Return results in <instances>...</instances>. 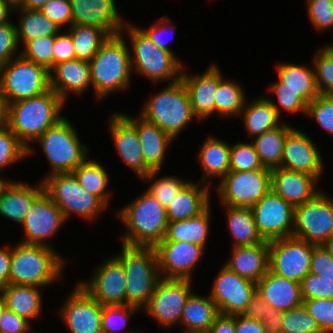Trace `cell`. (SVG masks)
Returning <instances> with one entry per match:
<instances>
[{
  "mask_svg": "<svg viewBox=\"0 0 333 333\" xmlns=\"http://www.w3.org/2000/svg\"><path fill=\"white\" fill-rule=\"evenodd\" d=\"M65 102L52 90L29 99L19 100L5 106V125L13 131L32 154L31 142L64 116L61 110Z\"/></svg>",
  "mask_w": 333,
  "mask_h": 333,
  "instance_id": "1",
  "label": "cell"
},
{
  "mask_svg": "<svg viewBox=\"0 0 333 333\" xmlns=\"http://www.w3.org/2000/svg\"><path fill=\"white\" fill-rule=\"evenodd\" d=\"M116 215L127 229L124 245L155 247L164 239L168 224L166 209L146 191Z\"/></svg>",
  "mask_w": 333,
  "mask_h": 333,
  "instance_id": "2",
  "label": "cell"
},
{
  "mask_svg": "<svg viewBox=\"0 0 333 333\" xmlns=\"http://www.w3.org/2000/svg\"><path fill=\"white\" fill-rule=\"evenodd\" d=\"M64 264L51 246L18 243L11 248L9 284L47 286L61 278Z\"/></svg>",
  "mask_w": 333,
  "mask_h": 333,
  "instance_id": "3",
  "label": "cell"
},
{
  "mask_svg": "<svg viewBox=\"0 0 333 333\" xmlns=\"http://www.w3.org/2000/svg\"><path fill=\"white\" fill-rule=\"evenodd\" d=\"M123 36L122 33L109 36L89 61L92 88L99 99L125 90L130 83L132 53Z\"/></svg>",
  "mask_w": 333,
  "mask_h": 333,
  "instance_id": "4",
  "label": "cell"
},
{
  "mask_svg": "<svg viewBox=\"0 0 333 333\" xmlns=\"http://www.w3.org/2000/svg\"><path fill=\"white\" fill-rule=\"evenodd\" d=\"M115 257L126 273V304L143 309L161 279L155 248L122 244V253Z\"/></svg>",
  "mask_w": 333,
  "mask_h": 333,
  "instance_id": "5",
  "label": "cell"
},
{
  "mask_svg": "<svg viewBox=\"0 0 333 333\" xmlns=\"http://www.w3.org/2000/svg\"><path fill=\"white\" fill-rule=\"evenodd\" d=\"M141 113L140 116L143 119L156 124L173 141L196 118L181 79L168 83L165 88L152 96L145 103Z\"/></svg>",
  "mask_w": 333,
  "mask_h": 333,
  "instance_id": "6",
  "label": "cell"
},
{
  "mask_svg": "<svg viewBox=\"0 0 333 333\" xmlns=\"http://www.w3.org/2000/svg\"><path fill=\"white\" fill-rule=\"evenodd\" d=\"M124 29L130 35L134 53L130 56L132 71L135 69L138 75L145 76L154 83L168 79L173 83L181 79L185 67L174 53L158 48L136 25L125 23L121 33Z\"/></svg>",
  "mask_w": 333,
  "mask_h": 333,
  "instance_id": "7",
  "label": "cell"
},
{
  "mask_svg": "<svg viewBox=\"0 0 333 333\" xmlns=\"http://www.w3.org/2000/svg\"><path fill=\"white\" fill-rule=\"evenodd\" d=\"M50 90V71L21 55L0 65V95L4 105Z\"/></svg>",
  "mask_w": 333,
  "mask_h": 333,
  "instance_id": "8",
  "label": "cell"
},
{
  "mask_svg": "<svg viewBox=\"0 0 333 333\" xmlns=\"http://www.w3.org/2000/svg\"><path fill=\"white\" fill-rule=\"evenodd\" d=\"M37 141L53 167L48 175L72 173L88 157L87 146L81 143L73 124L65 117L48 128L35 140Z\"/></svg>",
  "mask_w": 333,
  "mask_h": 333,
  "instance_id": "9",
  "label": "cell"
},
{
  "mask_svg": "<svg viewBox=\"0 0 333 333\" xmlns=\"http://www.w3.org/2000/svg\"><path fill=\"white\" fill-rule=\"evenodd\" d=\"M42 183L44 191L59 207L66 220L70 215L77 214L91 221L107 208L97 196L79 184L73 173L47 175Z\"/></svg>",
  "mask_w": 333,
  "mask_h": 333,
  "instance_id": "10",
  "label": "cell"
},
{
  "mask_svg": "<svg viewBox=\"0 0 333 333\" xmlns=\"http://www.w3.org/2000/svg\"><path fill=\"white\" fill-rule=\"evenodd\" d=\"M320 191L308 202L294 208L293 237L324 245L333 236V199Z\"/></svg>",
  "mask_w": 333,
  "mask_h": 333,
  "instance_id": "11",
  "label": "cell"
},
{
  "mask_svg": "<svg viewBox=\"0 0 333 333\" xmlns=\"http://www.w3.org/2000/svg\"><path fill=\"white\" fill-rule=\"evenodd\" d=\"M217 187L223 206L251 208L271 190V169L230 171Z\"/></svg>",
  "mask_w": 333,
  "mask_h": 333,
  "instance_id": "12",
  "label": "cell"
},
{
  "mask_svg": "<svg viewBox=\"0 0 333 333\" xmlns=\"http://www.w3.org/2000/svg\"><path fill=\"white\" fill-rule=\"evenodd\" d=\"M315 246L293 236L269 241V270L300 283L310 273Z\"/></svg>",
  "mask_w": 333,
  "mask_h": 333,
  "instance_id": "13",
  "label": "cell"
},
{
  "mask_svg": "<svg viewBox=\"0 0 333 333\" xmlns=\"http://www.w3.org/2000/svg\"><path fill=\"white\" fill-rule=\"evenodd\" d=\"M191 281L161 278L144 309L164 328L180 324L186 300L192 293Z\"/></svg>",
  "mask_w": 333,
  "mask_h": 333,
  "instance_id": "14",
  "label": "cell"
},
{
  "mask_svg": "<svg viewBox=\"0 0 333 333\" xmlns=\"http://www.w3.org/2000/svg\"><path fill=\"white\" fill-rule=\"evenodd\" d=\"M294 206L272 190L251 207L259 235L265 241L291 237L294 226Z\"/></svg>",
  "mask_w": 333,
  "mask_h": 333,
  "instance_id": "15",
  "label": "cell"
},
{
  "mask_svg": "<svg viewBox=\"0 0 333 333\" xmlns=\"http://www.w3.org/2000/svg\"><path fill=\"white\" fill-rule=\"evenodd\" d=\"M210 298L217 306L219 313L225 315L243 314L256 291V283L240 277L225 265L214 279Z\"/></svg>",
  "mask_w": 333,
  "mask_h": 333,
  "instance_id": "16",
  "label": "cell"
},
{
  "mask_svg": "<svg viewBox=\"0 0 333 333\" xmlns=\"http://www.w3.org/2000/svg\"><path fill=\"white\" fill-rule=\"evenodd\" d=\"M66 221L59 207L43 190L34 200L22 223L25 239L22 243L50 246L45 242L55 235Z\"/></svg>",
  "mask_w": 333,
  "mask_h": 333,
  "instance_id": "17",
  "label": "cell"
},
{
  "mask_svg": "<svg viewBox=\"0 0 333 333\" xmlns=\"http://www.w3.org/2000/svg\"><path fill=\"white\" fill-rule=\"evenodd\" d=\"M78 284L103 306L126 305V273L115 256L101 263L89 282Z\"/></svg>",
  "mask_w": 333,
  "mask_h": 333,
  "instance_id": "18",
  "label": "cell"
},
{
  "mask_svg": "<svg viewBox=\"0 0 333 333\" xmlns=\"http://www.w3.org/2000/svg\"><path fill=\"white\" fill-rule=\"evenodd\" d=\"M161 278L192 280L205 248L190 242L161 241L155 247Z\"/></svg>",
  "mask_w": 333,
  "mask_h": 333,
  "instance_id": "19",
  "label": "cell"
},
{
  "mask_svg": "<svg viewBox=\"0 0 333 333\" xmlns=\"http://www.w3.org/2000/svg\"><path fill=\"white\" fill-rule=\"evenodd\" d=\"M67 297L60 314L71 333H103L102 305L80 284Z\"/></svg>",
  "mask_w": 333,
  "mask_h": 333,
  "instance_id": "20",
  "label": "cell"
},
{
  "mask_svg": "<svg viewBox=\"0 0 333 333\" xmlns=\"http://www.w3.org/2000/svg\"><path fill=\"white\" fill-rule=\"evenodd\" d=\"M280 168L315 176L324 169L319 149L306 133L293 128L286 136Z\"/></svg>",
  "mask_w": 333,
  "mask_h": 333,
  "instance_id": "21",
  "label": "cell"
},
{
  "mask_svg": "<svg viewBox=\"0 0 333 333\" xmlns=\"http://www.w3.org/2000/svg\"><path fill=\"white\" fill-rule=\"evenodd\" d=\"M109 128L118 154L139 178L152 170L145 164L140 138L136 128L121 114L109 117Z\"/></svg>",
  "mask_w": 333,
  "mask_h": 333,
  "instance_id": "22",
  "label": "cell"
},
{
  "mask_svg": "<svg viewBox=\"0 0 333 333\" xmlns=\"http://www.w3.org/2000/svg\"><path fill=\"white\" fill-rule=\"evenodd\" d=\"M73 25L96 26L110 36L119 34L125 22L119 17L115 0H70Z\"/></svg>",
  "mask_w": 333,
  "mask_h": 333,
  "instance_id": "23",
  "label": "cell"
},
{
  "mask_svg": "<svg viewBox=\"0 0 333 333\" xmlns=\"http://www.w3.org/2000/svg\"><path fill=\"white\" fill-rule=\"evenodd\" d=\"M182 70L181 80L188 92L191 108L198 120L215 113V94L218 87V67L211 66L202 75H188Z\"/></svg>",
  "mask_w": 333,
  "mask_h": 333,
  "instance_id": "24",
  "label": "cell"
},
{
  "mask_svg": "<svg viewBox=\"0 0 333 333\" xmlns=\"http://www.w3.org/2000/svg\"><path fill=\"white\" fill-rule=\"evenodd\" d=\"M317 181L315 176L305 173L280 167L271 169V190L294 207L308 202L320 192L315 188Z\"/></svg>",
  "mask_w": 333,
  "mask_h": 333,
  "instance_id": "25",
  "label": "cell"
},
{
  "mask_svg": "<svg viewBox=\"0 0 333 333\" xmlns=\"http://www.w3.org/2000/svg\"><path fill=\"white\" fill-rule=\"evenodd\" d=\"M90 85L92 87L89 61L81 59L64 61L50 70V89L64 102L67 101L68 93L82 95Z\"/></svg>",
  "mask_w": 333,
  "mask_h": 333,
  "instance_id": "26",
  "label": "cell"
},
{
  "mask_svg": "<svg viewBox=\"0 0 333 333\" xmlns=\"http://www.w3.org/2000/svg\"><path fill=\"white\" fill-rule=\"evenodd\" d=\"M256 290L272 308L286 312L303 304L300 283L268 272L256 283Z\"/></svg>",
  "mask_w": 333,
  "mask_h": 333,
  "instance_id": "27",
  "label": "cell"
},
{
  "mask_svg": "<svg viewBox=\"0 0 333 333\" xmlns=\"http://www.w3.org/2000/svg\"><path fill=\"white\" fill-rule=\"evenodd\" d=\"M225 266L240 277L257 283L269 270V241L232 247Z\"/></svg>",
  "mask_w": 333,
  "mask_h": 333,
  "instance_id": "28",
  "label": "cell"
},
{
  "mask_svg": "<svg viewBox=\"0 0 333 333\" xmlns=\"http://www.w3.org/2000/svg\"><path fill=\"white\" fill-rule=\"evenodd\" d=\"M137 130L145 164L152 171H159L165 159L166 149L173 142L172 138L156 124L148 122L141 116L136 119L120 112ZM168 147V148H167Z\"/></svg>",
  "mask_w": 333,
  "mask_h": 333,
  "instance_id": "29",
  "label": "cell"
},
{
  "mask_svg": "<svg viewBox=\"0 0 333 333\" xmlns=\"http://www.w3.org/2000/svg\"><path fill=\"white\" fill-rule=\"evenodd\" d=\"M187 181L166 209L168 222L181 221L199 215L210 204V185Z\"/></svg>",
  "mask_w": 333,
  "mask_h": 333,
  "instance_id": "30",
  "label": "cell"
},
{
  "mask_svg": "<svg viewBox=\"0 0 333 333\" xmlns=\"http://www.w3.org/2000/svg\"><path fill=\"white\" fill-rule=\"evenodd\" d=\"M43 190L42 181L36 187L11 181L0 198V215L22 225L33 200Z\"/></svg>",
  "mask_w": 333,
  "mask_h": 333,
  "instance_id": "31",
  "label": "cell"
},
{
  "mask_svg": "<svg viewBox=\"0 0 333 333\" xmlns=\"http://www.w3.org/2000/svg\"><path fill=\"white\" fill-rule=\"evenodd\" d=\"M279 79L269 89H291L299 92L309 103L318 95L314 68L298 64L280 63L276 66Z\"/></svg>",
  "mask_w": 333,
  "mask_h": 333,
  "instance_id": "32",
  "label": "cell"
},
{
  "mask_svg": "<svg viewBox=\"0 0 333 333\" xmlns=\"http://www.w3.org/2000/svg\"><path fill=\"white\" fill-rule=\"evenodd\" d=\"M219 314L216 304L209 297L194 294L186 300L180 323L185 326L181 333H207Z\"/></svg>",
  "mask_w": 333,
  "mask_h": 333,
  "instance_id": "33",
  "label": "cell"
},
{
  "mask_svg": "<svg viewBox=\"0 0 333 333\" xmlns=\"http://www.w3.org/2000/svg\"><path fill=\"white\" fill-rule=\"evenodd\" d=\"M38 288L41 287L8 284L0 288V294L9 311L30 322L32 318H38L42 310V297Z\"/></svg>",
  "mask_w": 333,
  "mask_h": 333,
  "instance_id": "34",
  "label": "cell"
},
{
  "mask_svg": "<svg viewBox=\"0 0 333 333\" xmlns=\"http://www.w3.org/2000/svg\"><path fill=\"white\" fill-rule=\"evenodd\" d=\"M210 208L209 205L197 216L181 221L168 222L162 241L190 242L206 248V241L210 232Z\"/></svg>",
  "mask_w": 333,
  "mask_h": 333,
  "instance_id": "35",
  "label": "cell"
},
{
  "mask_svg": "<svg viewBox=\"0 0 333 333\" xmlns=\"http://www.w3.org/2000/svg\"><path fill=\"white\" fill-rule=\"evenodd\" d=\"M198 158L204 173L201 183L212 177L222 179L230 172V144L217 137L210 136L204 141Z\"/></svg>",
  "mask_w": 333,
  "mask_h": 333,
  "instance_id": "36",
  "label": "cell"
},
{
  "mask_svg": "<svg viewBox=\"0 0 333 333\" xmlns=\"http://www.w3.org/2000/svg\"><path fill=\"white\" fill-rule=\"evenodd\" d=\"M240 115L241 118L243 117L246 131L251 137L261 135L281 125L280 116L268 97H259L252 102H245Z\"/></svg>",
  "mask_w": 333,
  "mask_h": 333,
  "instance_id": "37",
  "label": "cell"
},
{
  "mask_svg": "<svg viewBox=\"0 0 333 333\" xmlns=\"http://www.w3.org/2000/svg\"><path fill=\"white\" fill-rule=\"evenodd\" d=\"M293 128L291 125L282 123L252 138V143L264 167L273 169L281 165L286 136Z\"/></svg>",
  "mask_w": 333,
  "mask_h": 333,
  "instance_id": "38",
  "label": "cell"
},
{
  "mask_svg": "<svg viewBox=\"0 0 333 333\" xmlns=\"http://www.w3.org/2000/svg\"><path fill=\"white\" fill-rule=\"evenodd\" d=\"M226 209L227 222L235 246L254 245L264 240L259 235L254 216L249 207H230Z\"/></svg>",
  "mask_w": 333,
  "mask_h": 333,
  "instance_id": "39",
  "label": "cell"
},
{
  "mask_svg": "<svg viewBox=\"0 0 333 333\" xmlns=\"http://www.w3.org/2000/svg\"><path fill=\"white\" fill-rule=\"evenodd\" d=\"M14 10H19L18 25L16 31L19 44H24L30 40H34L43 36H55L60 32V28L50 21L40 10H25L14 7Z\"/></svg>",
  "mask_w": 333,
  "mask_h": 333,
  "instance_id": "40",
  "label": "cell"
},
{
  "mask_svg": "<svg viewBox=\"0 0 333 333\" xmlns=\"http://www.w3.org/2000/svg\"><path fill=\"white\" fill-rule=\"evenodd\" d=\"M72 173L86 191L97 196L106 206L109 205L111 193L106 190L109 175L99 162L86 159Z\"/></svg>",
  "mask_w": 333,
  "mask_h": 333,
  "instance_id": "41",
  "label": "cell"
},
{
  "mask_svg": "<svg viewBox=\"0 0 333 333\" xmlns=\"http://www.w3.org/2000/svg\"><path fill=\"white\" fill-rule=\"evenodd\" d=\"M72 39L76 59L90 61L110 36L96 26L72 25L67 32Z\"/></svg>",
  "mask_w": 333,
  "mask_h": 333,
  "instance_id": "42",
  "label": "cell"
},
{
  "mask_svg": "<svg viewBox=\"0 0 333 333\" xmlns=\"http://www.w3.org/2000/svg\"><path fill=\"white\" fill-rule=\"evenodd\" d=\"M218 68V87L215 94V114L225 117L240 116L246 102L245 91L239 83L224 80Z\"/></svg>",
  "mask_w": 333,
  "mask_h": 333,
  "instance_id": "43",
  "label": "cell"
},
{
  "mask_svg": "<svg viewBox=\"0 0 333 333\" xmlns=\"http://www.w3.org/2000/svg\"><path fill=\"white\" fill-rule=\"evenodd\" d=\"M160 171H151L148 175L142 177L144 181H151L150 187L146 190L152 197H154L165 209L171 205L172 199L177 196L181 188L187 181L181 180L176 176H164L156 179ZM154 179V180H153Z\"/></svg>",
  "mask_w": 333,
  "mask_h": 333,
  "instance_id": "44",
  "label": "cell"
},
{
  "mask_svg": "<svg viewBox=\"0 0 333 333\" xmlns=\"http://www.w3.org/2000/svg\"><path fill=\"white\" fill-rule=\"evenodd\" d=\"M313 61L319 94L333 96V47L328 44L318 49Z\"/></svg>",
  "mask_w": 333,
  "mask_h": 333,
  "instance_id": "45",
  "label": "cell"
},
{
  "mask_svg": "<svg viewBox=\"0 0 333 333\" xmlns=\"http://www.w3.org/2000/svg\"><path fill=\"white\" fill-rule=\"evenodd\" d=\"M140 309L132 305H102V331L103 333H137L135 331L123 330L129 318ZM120 330H123L120 331Z\"/></svg>",
  "mask_w": 333,
  "mask_h": 333,
  "instance_id": "46",
  "label": "cell"
},
{
  "mask_svg": "<svg viewBox=\"0 0 333 333\" xmlns=\"http://www.w3.org/2000/svg\"><path fill=\"white\" fill-rule=\"evenodd\" d=\"M282 333H322L317 321L302 304L283 312Z\"/></svg>",
  "mask_w": 333,
  "mask_h": 333,
  "instance_id": "47",
  "label": "cell"
},
{
  "mask_svg": "<svg viewBox=\"0 0 333 333\" xmlns=\"http://www.w3.org/2000/svg\"><path fill=\"white\" fill-rule=\"evenodd\" d=\"M27 157V148L5 124L0 127V171Z\"/></svg>",
  "mask_w": 333,
  "mask_h": 333,
  "instance_id": "48",
  "label": "cell"
},
{
  "mask_svg": "<svg viewBox=\"0 0 333 333\" xmlns=\"http://www.w3.org/2000/svg\"><path fill=\"white\" fill-rule=\"evenodd\" d=\"M55 36H43L30 40L24 44L20 55L35 64L46 67L49 71L53 68V44Z\"/></svg>",
  "mask_w": 333,
  "mask_h": 333,
  "instance_id": "49",
  "label": "cell"
},
{
  "mask_svg": "<svg viewBox=\"0 0 333 333\" xmlns=\"http://www.w3.org/2000/svg\"><path fill=\"white\" fill-rule=\"evenodd\" d=\"M265 168L252 142L230 146V171H251Z\"/></svg>",
  "mask_w": 333,
  "mask_h": 333,
  "instance_id": "50",
  "label": "cell"
},
{
  "mask_svg": "<svg viewBox=\"0 0 333 333\" xmlns=\"http://www.w3.org/2000/svg\"><path fill=\"white\" fill-rule=\"evenodd\" d=\"M306 114L314 117L322 129L333 135V96L319 94L308 104Z\"/></svg>",
  "mask_w": 333,
  "mask_h": 333,
  "instance_id": "51",
  "label": "cell"
},
{
  "mask_svg": "<svg viewBox=\"0 0 333 333\" xmlns=\"http://www.w3.org/2000/svg\"><path fill=\"white\" fill-rule=\"evenodd\" d=\"M302 300L315 298H333V279L321 278V275L308 273L300 282Z\"/></svg>",
  "mask_w": 333,
  "mask_h": 333,
  "instance_id": "52",
  "label": "cell"
},
{
  "mask_svg": "<svg viewBox=\"0 0 333 333\" xmlns=\"http://www.w3.org/2000/svg\"><path fill=\"white\" fill-rule=\"evenodd\" d=\"M303 304L317 321L322 333L333 332V298L303 300Z\"/></svg>",
  "mask_w": 333,
  "mask_h": 333,
  "instance_id": "53",
  "label": "cell"
},
{
  "mask_svg": "<svg viewBox=\"0 0 333 333\" xmlns=\"http://www.w3.org/2000/svg\"><path fill=\"white\" fill-rule=\"evenodd\" d=\"M309 20L314 29L333 28V0H306Z\"/></svg>",
  "mask_w": 333,
  "mask_h": 333,
  "instance_id": "54",
  "label": "cell"
},
{
  "mask_svg": "<svg viewBox=\"0 0 333 333\" xmlns=\"http://www.w3.org/2000/svg\"><path fill=\"white\" fill-rule=\"evenodd\" d=\"M277 96V101L274 102L268 98L272 103L273 107L277 111L278 115L281 116L280 107L284 108L287 112L296 113L300 112L306 114L307 106L309 102L297 91L291 89H268ZM279 103V104H278Z\"/></svg>",
  "mask_w": 333,
  "mask_h": 333,
  "instance_id": "55",
  "label": "cell"
},
{
  "mask_svg": "<svg viewBox=\"0 0 333 333\" xmlns=\"http://www.w3.org/2000/svg\"><path fill=\"white\" fill-rule=\"evenodd\" d=\"M19 46L16 25L11 21L0 25V65L20 55Z\"/></svg>",
  "mask_w": 333,
  "mask_h": 333,
  "instance_id": "56",
  "label": "cell"
},
{
  "mask_svg": "<svg viewBox=\"0 0 333 333\" xmlns=\"http://www.w3.org/2000/svg\"><path fill=\"white\" fill-rule=\"evenodd\" d=\"M40 11L60 29L64 25H73L72 7L70 0H50Z\"/></svg>",
  "mask_w": 333,
  "mask_h": 333,
  "instance_id": "57",
  "label": "cell"
},
{
  "mask_svg": "<svg viewBox=\"0 0 333 333\" xmlns=\"http://www.w3.org/2000/svg\"><path fill=\"white\" fill-rule=\"evenodd\" d=\"M310 273L321 275V278L333 279V257L323 245L313 248Z\"/></svg>",
  "mask_w": 333,
  "mask_h": 333,
  "instance_id": "58",
  "label": "cell"
},
{
  "mask_svg": "<svg viewBox=\"0 0 333 333\" xmlns=\"http://www.w3.org/2000/svg\"><path fill=\"white\" fill-rule=\"evenodd\" d=\"M74 59H76L75 49L71 36L68 33L59 32L54 38L53 67L58 63Z\"/></svg>",
  "mask_w": 333,
  "mask_h": 333,
  "instance_id": "59",
  "label": "cell"
},
{
  "mask_svg": "<svg viewBox=\"0 0 333 333\" xmlns=\"http://www.w3.org/2000/svg\"><path fill=\"white\" fill-rule=\"evenodd\" d=\"M30 323L6 309L0 318V333H27L31 328Z\"/></svg>",
  "mask_w": 333,
  "mask_h": 333,
  "instance_id": "60",
  "label": "cell"
},
{
  "mask_svg": "<svg viewBox=\"0 0 333 333\" xmlns=\"http://www.w3.org/2000/svg\"><path fill=\"white\" fill-rule=\"evenodd\" d=\"M158 23H153L149 28L147 29H141L146 36L153 42L158 48L164 49L168 52H172V50L169 48L168 44L162 39L161 34H164V32H167V29H172L173 36L175 34V26L171 27V20L169 21V18H162L161 20H157ZM174 28V29H173ZM171 32V31H170ZM172 34V33H171Z\"/></svg>",
  "mask_w": 333,
  "mask_h": 333,
  "instance_id": "61",
  "label": "cell"
},
{
  "mask_svg": "<svg viewBox=\"0 0 333 333\" xmlns=\"http://www.w3.org/2000/svg\"><path fill=\"white\" fill-rule=\"evenodd\" d=\"M271 308L272 307L265 302L264 298L256 290L252 294L250 301L247 305V308L242 315H244L245 317L258 320L259 322L264 324V318H268Z\"/></svg>",
  "mask_w": 333,
  "mask_h": 333,
  "instance_id": "62",
  "label": "cell"
},
{
  "mask_svg": "<svg viewBox=\"0 0 333 333\" xmlns=\"http://www.w3.org/2000/svg\"><path fill=\"white\" fill-rule=\"evenodd\" d=\"M235 333H268L265 326L258 320L245 317L242 314L235 315Z\"/></svg>",
  "mask_w": 333,
  "mask_h": 333,
  "instance_id": "63",
  "label": "cell"
},
{
  "mask_svg": "<svg viewBox=\"0 0 333 333\" xmlns=\"http://www.w3.org/2000/svg\"><path fill=\"white\" fill-rule=\"evenodd\" d=\"M207 333H235V315L219 313Z\"/></svg>",
  "mask_w": 333,
  "mask_h": 333,
  "instance_id": "64",
  "label": "cell"
},
{
  "mask_svg": "<svg viewBox=\"0 0 333 333\" xmlns=\"http://www.w3.org/2000/svg\"><path fill=\"white\" fill-rule=\"evenodd\" d=\"M0 248V288L9 284L11 248Z\"/></svg>",
  "mask_w": 333,
  "mask_h": 333,
  "instance_id": "65",
  "label": "cell"
},
{
  "mask_svg": "<svg viewBox=\"0 0 333 333\" xmlns=\"http://www.w3.org/2000/svg\"><path fill=\"white\" fill-rule=\"evenodd\" d=\"M283 312L274 308L270 309L268 318H264V326L268 333H282Z\"/></svg>",
  "mask_w": 333,
  "mask_h": 333,
  "instance_id": "66",
  "label": "cell"
},
{
  "mask_svg": "<svg viewBox=\"0 0 333 333\" xmlns=\"http://www.w3.org/2000/svg\"><path fill=\"white\" fill-rule=\"evenodd\" d=\"M14 7L6 0H0V25L10 22L8 16Z\"/></svg>",
  "mask_w": 333,
  "mask_h": 333,
  "instance_id": "67",
  "label": "cell"
},
{
  "mask_svg": "<svg viewBox=\"0 0 333 333\" xmlns=\"http://www.w3.org/2000/svg\"><path fill=\"white\" fill-rule=\"evenodd\" d=\"M50 0H23L18 6L25 10H40Z\"/></svg>",
  "mask_w": 333,
  "mask_h": 333,
  "instance_id": "68",
  "label": "cell"
},
{
  "mask_svg": "<svg viewBox=\"0 0 333 333\" xmlns=\"http://www.w3.org/2000/svg\"><path fill=\"white\" fill-rule=\"evenodd\" d=\"M5 124V105L0 95V127Z\"/></svg>",
  "mask_w": 333,
  "mask_h": 333,
  "instance_id": "69",
  "label": "cell"
},
{
  "mask_svg": "<svg viewBox=\"0 0 333 333\" xmlns=\"http://www.w3.org/2000/svg\"><path fill=\"white\" fill-rule=\"evenodd\" d=\"M11 183V180H5L0 177V198L2 197L3 192L5 191L6 187Z\"/></svg>",
  "mask_w": 333,
  "mask_h": 333,
  "instance_id": "70",
  "label": "cell"
},
{
  "mask_svg": "<svg viewBox=\"0 0 333 333\" xmlns=\"http://www.w3.org/2000/svg\"><path fill=\"white\" fill-rule=\"evenodd\" d=\"M323 246L329 252L330 256L333 257V236Z\"/></svg>",
  "mask_w": 333,
  "mask_h": 333,
  "instance_id": "71",
  "label": "cell"
},
{
  "mask_svg": "<svg viewBox=\"0 0 333 333\" xmlns=\"http://www.w3.org/2000/svg\"><path fill=\"white\" fill-rule=\"evenodd\" d=\"M6 304L3 296L0 294V318L2 317L4 311L6 310Z\"/></svg>",
  "mask_w": 333,
  "mask_h": 333,
  "instance_id": "72",
  "label": "cell"
},
{
  "mask_svg": "<svg viewBox=\"0 0 333 333\" xmlns=\"http://www.w3.org/2000/svg\"><path fill=\"white\" fill-rule=\"evenodd\" d=\"M6 1L9 2L13 7H17L23 2V0H6Z\"/></svg>",
  "mask_w": 333,
  "mask_h": 333,
  "instance_id": "73",
  "label": "cell"
}]
</instances>
